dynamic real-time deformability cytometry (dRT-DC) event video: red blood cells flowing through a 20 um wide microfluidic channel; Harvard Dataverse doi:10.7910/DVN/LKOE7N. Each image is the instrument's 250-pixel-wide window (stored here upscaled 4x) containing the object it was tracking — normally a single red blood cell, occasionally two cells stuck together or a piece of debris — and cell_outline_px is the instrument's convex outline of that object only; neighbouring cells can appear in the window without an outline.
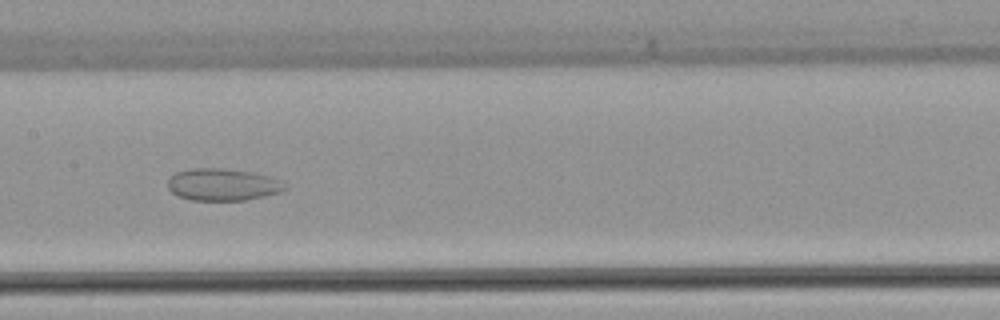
{"species": "common noctule bat (a hibernating species)", "species_latin": "Nyctalus noctula", "temperature_condition": "warm", "stored_images_in_passage": 36, "camera_frame_rate_fps": 3000, "um_per_image_px": 0.085, "animal": {"sex": "female", "body_mass_g": 22.7, "forearm_length_mm": 54.2}, "frame": {"image": 1, "passage_image": 12, "time_ms": 3.667, "image_size_px": [1000, 320], "cell_outline_px": [[288, 188], [280, 192], [264, 196], [244, 200], [192, 200], [176, 196], [168, 188], [168, 180], [176, 172], [192, 168], [224, 168], [256, 172], [280, 180]], "centroid_in_image_um": [18.93, 15.68], "position_along_channel_um": 188.5, "area_um2": 22.02}}
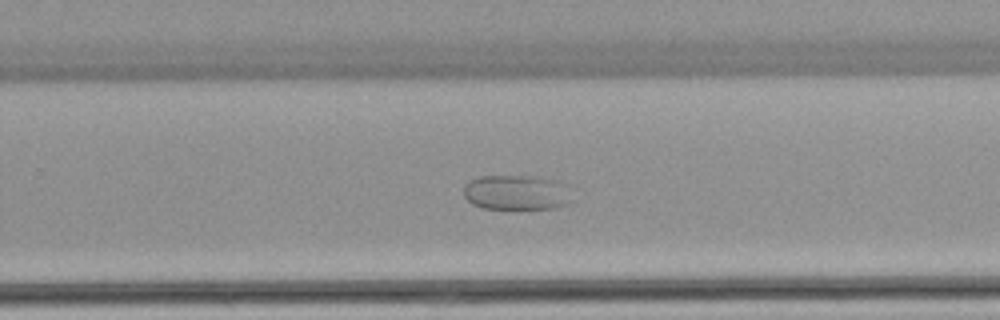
{"frame": {"image": 2, "passage_image": 19, "time_ms": 6.0, "image_size_px": [1000, 320], "cell_outline_px": [[576, 200], [568, 204], [552, 208], [484, 208], [472, 204], [464, 196], [464, 184], [480, 176], [540, 176], [560, 180], [568, 184]], "centroid_in_image_um": [44.03, 16.34], "position_along_channel_um": 285.8, "area_um2": 22.66}}
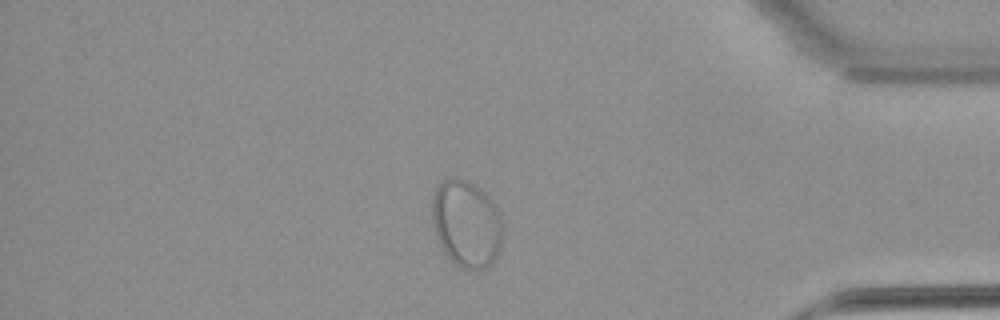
{"frame": {"image": 3, "passage_image": 29, "time_ms": 9.333, "image_size_px": [1000, 320], "cell_outline_px": [[500, 248], [496, 256], [484, 268], [460, 268], [444, 252], [440, 244], [432, 224], [432, 196], [436, 184], [452, 176], [456, 176], [468, 180], [480, 188], [492, 200], [500, 216]], "centroid_in_image_um": [39.59, 18.94], "position_along_channel_um": 395.6, "area_um2": 35.6}}